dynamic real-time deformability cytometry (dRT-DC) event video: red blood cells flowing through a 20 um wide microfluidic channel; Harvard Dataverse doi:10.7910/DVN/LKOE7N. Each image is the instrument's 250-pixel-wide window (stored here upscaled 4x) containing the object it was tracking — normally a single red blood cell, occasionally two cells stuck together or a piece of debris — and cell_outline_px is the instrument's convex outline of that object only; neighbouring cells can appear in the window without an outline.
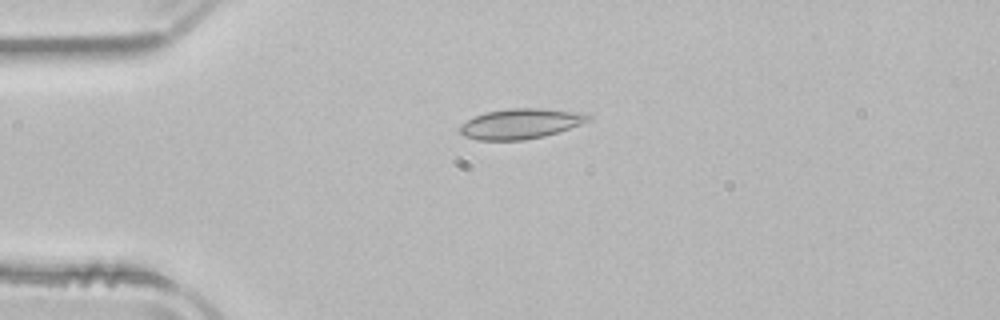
{"species": "common noctule bat (a hibernating species)", "species_latin": "Nyctalus noctula", "temperature_condition": "room temperature", "stored_images_in_passage": 3, "camera_frame_rate_fps": 3000, "um_per_image_px": 0.085, "animal": {"sex": "male", "body_mass_g": 21.5, "forearm_length_mm": 52.0}, "frame": {"image": 1, "passage_image": 1, "time_ms": 0.0, "image_size_px": [1000, 320], "cell_outline_px": [[592, 120], [544, 136], [524, 140], [476, 140], [464, 136], [460, 132], [460, 124], [484, 112], [508, 108], [544, 108], [588, 112], [592, 116]], "centroid_in_image_um": [44.3, 10.49], "position_along_channel_um": 40.7, "area_um2": 22.83}}
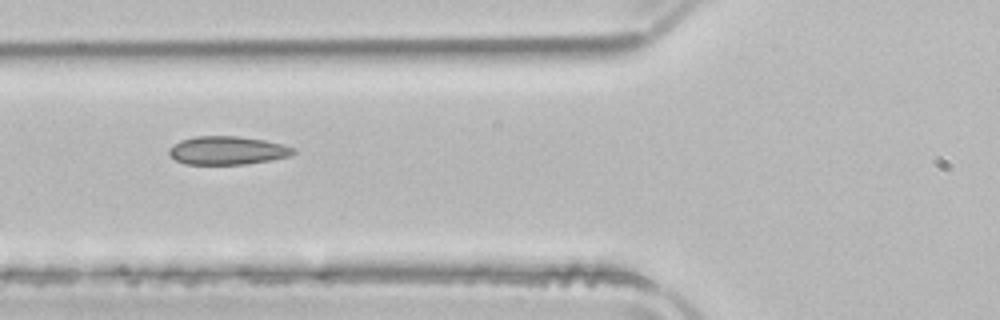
{"frame": {"image": 2, "passage_image": 3, "time_ms": 0.667, "image_size_px": [1000, 320], "cell_outline_px": [[296, 152], [292, 156], [272, 160], [244, 164], [184, 164], [176, 160], [168, 152], [168, 148], [172, 144], [180, 140], [196, 136], [236, 136], [264, 140], [296, 148]], "centroid_in_image_um": [19.33, 12.79], "position_along_channel_um": 106.5, "area_um2": 20.63}}